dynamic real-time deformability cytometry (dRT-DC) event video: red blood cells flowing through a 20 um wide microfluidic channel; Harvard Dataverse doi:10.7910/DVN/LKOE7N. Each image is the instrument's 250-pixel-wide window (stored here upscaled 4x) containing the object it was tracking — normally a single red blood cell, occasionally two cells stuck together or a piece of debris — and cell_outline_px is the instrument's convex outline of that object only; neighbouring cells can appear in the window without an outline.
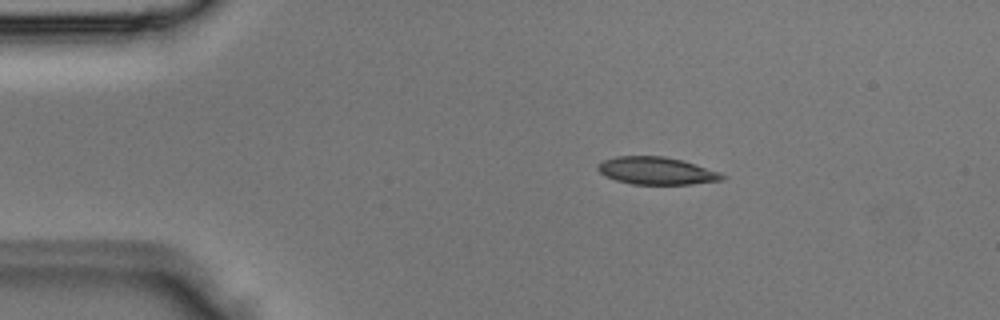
{"species": "Egyptian fruit bat (a non-hibernating species)", "species_latin": "Rousettus aegyptiacus", "temperature_condition": "room temperature", "stored_images_in_passage": 2, "camera_frame_rate_fps": 3000, "um_per_image_px": 0.085, "animal": {"sex": "male"}, "frame": {"image": 1, "passage_image": 1, "time_ms": 0.0, "image_size_px": [1000, 320], "cell_outline_px": [[728, 176], [720, 180], [692, 184], [632, 184], [616, 180], [600, 172], [596, 168], [596, 164], [604, 160], [616, 156], [664, 156], [696, 164], [720, 172]], "centroid_in_image_um": [55.8, 14.51], "position_along_channel_um": 29.2, "area_um2": 19.83}}